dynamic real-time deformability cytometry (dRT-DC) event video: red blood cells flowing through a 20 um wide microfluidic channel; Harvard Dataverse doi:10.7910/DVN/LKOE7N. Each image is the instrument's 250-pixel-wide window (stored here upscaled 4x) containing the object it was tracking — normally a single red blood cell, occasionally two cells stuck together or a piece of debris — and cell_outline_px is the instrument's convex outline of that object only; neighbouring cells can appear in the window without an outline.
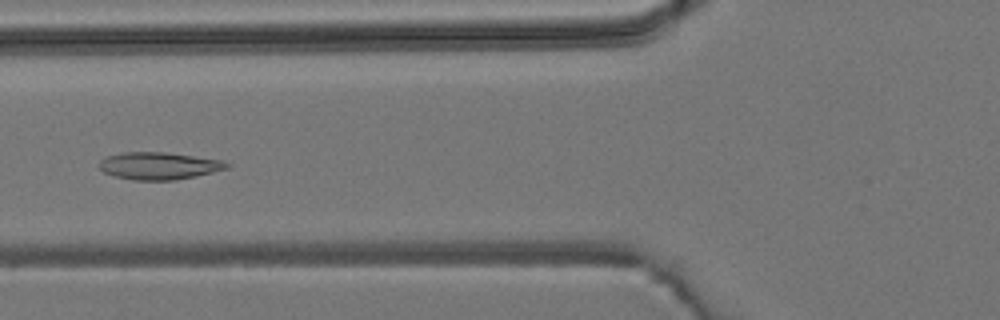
{"species": "common noctule bat (a hibernating species)", "species_latin": "Nyctalus noctula", "temperature_condition": "room temperature", "stored_images_in_passage": 5, "camera_frame_rate_fps": 3000, "um_per_image_px": 0.085, "animal": {"sex": "male", "body_mass_g": 19.2, "forearm_length_mm": 51.8}, "frame": {"image": 1, "passage_image": 5, "time_ms": 5.667, "image_size_px": [1000, 320], "cell_outline_px": [[232, 164], [228, 168], [196, 176], [176, 180], [132, 180], [116, 176], [104, 172], [100, 168], [100, 160], [108, 156], [124, 152], [164, 152], [220, 160]], "centroid_in_image_um": [13.52, 14.1], "position_along_channel_um": 112.3, "area_um2": 20.06}}